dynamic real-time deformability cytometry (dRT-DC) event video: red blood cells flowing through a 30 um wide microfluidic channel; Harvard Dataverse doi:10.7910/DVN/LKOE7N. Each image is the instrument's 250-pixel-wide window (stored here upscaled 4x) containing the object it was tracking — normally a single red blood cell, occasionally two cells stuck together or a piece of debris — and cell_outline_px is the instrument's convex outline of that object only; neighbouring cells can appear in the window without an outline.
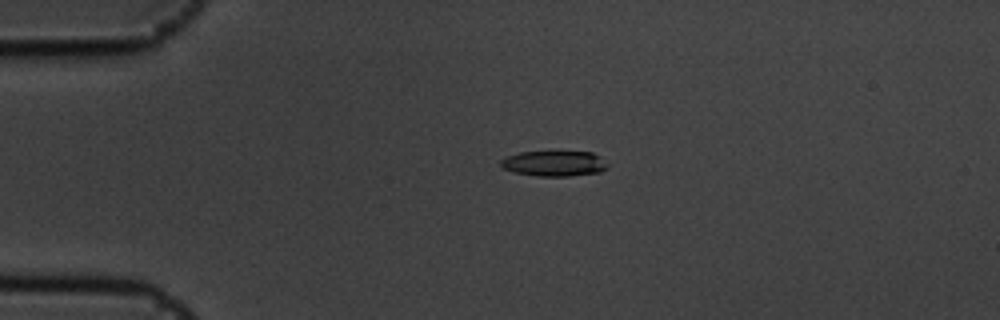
{"species": "common noctule bat (a hibernating species)", "species_latin": "Nyctalus noctula", "temperature_condition": "cold", "stored_images_in_passage": 45, "camera_frame_rate_fps": 3000, "um_per_image_px": 0.085, "animal": {"sex": "male", "body_mass_g": 19.5, "forearm_length_mm": 54.6}, "frame": {"image": 1, "passage_image": 2, "time_ms": 0.333, "image_size_px": [1000, 320], "cell_outline_px": [[608, 168], [600, 172], [568, 176], [536, 176], [516, 172], [500, 168], [500, 160], [508, 156], [520, 152], [552, 148], [560, 148], [592, 152], [600, 156], [608, 164]], "centroid_in_image_um": [47.12, 13.82], "position_along_channel_um": 37.9, "area_um2": 16.99}}
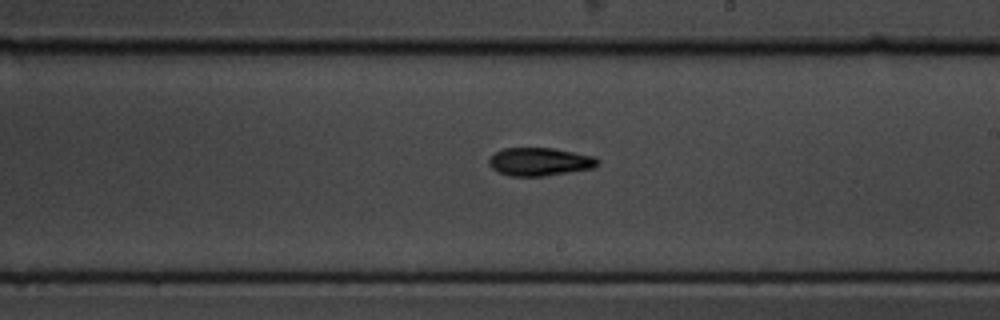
{"frame": {"image": 2, "passage_image": 22, "time_ms": 7.0, "image_size_px": [1000, 320], "cell_outline_px": [[600, 164], [592, 168], [544, 176], [508, 176], [492, 168], [488, 164], [488, 160], [496, 152], [504, 148], [552, 148], [592, 156], [600, 160]], "centroid_in_image_um": [45.86, 13.75], "position_along_channel_um": 243.1, "area_um2": 17.63}}
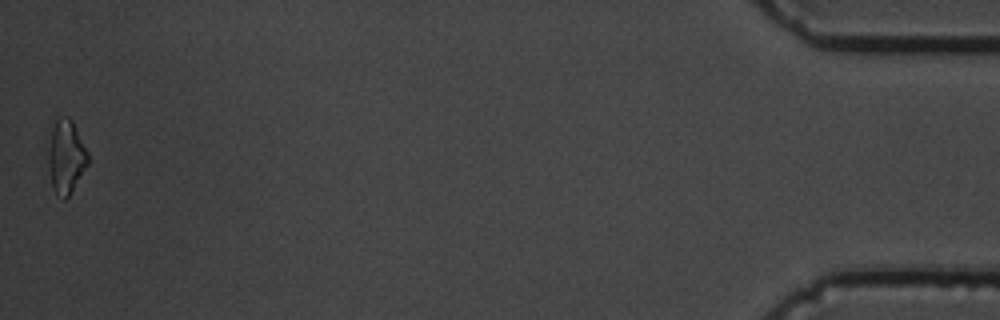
{"frame": {"image": 3, "passage_image": 45, "time_ms": 14.667, "image_size_px": [1000, 320], "cell_outline_px": [[88, 164], [68, 196], [64, 200], [56, 196], [52, 188], [48, 168], [48, 152], [52, 128], [56, 120], [60, 116], [68, 116], [72, 120], [88, 152]], "centroid_in_image_um": [5.6, 13.34], "position_along_channel_um": 429.6, "area_um2": 16.99}, "authors_computed_cell_mechanics": {"area_um2": 17.1666, "velocity_mm_per_s": 3.6068, "shape_relaxation_time_tau1_ms": 5.2803, "shape_relaxation_time_tau2_ms": 5.0989, "deformation_change_tau1": 0.1522, "deformation_change_tau2": 0.1273}}